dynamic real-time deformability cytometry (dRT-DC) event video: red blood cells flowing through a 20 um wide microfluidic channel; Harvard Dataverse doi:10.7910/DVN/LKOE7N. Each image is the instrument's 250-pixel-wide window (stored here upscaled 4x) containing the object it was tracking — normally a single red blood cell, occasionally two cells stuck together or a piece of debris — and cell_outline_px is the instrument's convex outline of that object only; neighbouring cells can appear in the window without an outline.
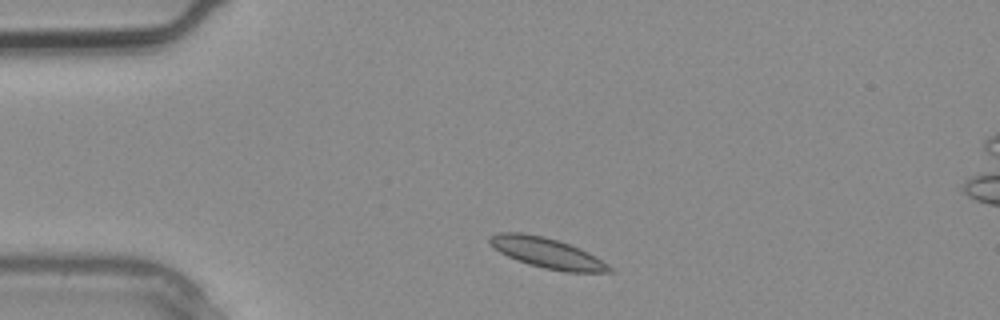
{"species": "common noctule bat (a hibernating species)", "species_latin": "Nyctalus noctula", "temperature_condition": "warm", "stored_images_in_passage": 2, "camera_frame_rate_fps": 3000, "um_per_image_px": 0.085, "animal": {"sex": "male", "body_mass_g": 20.4}, "frame": {"image": 1, "passage_image": 1, "time_ms": 0.0, "image_size_px": [1000, 320], "cell_outline_px": [[616, 272], [564, 272], [544, 268], [528, 264], [516, 260], [500, 252], [488, 240], [492, 236], [500, 232], [520, 232], [544, 236], [580, 248], [588, 252], [608, 264]], "centroid_in_image_um": [46.54, 21.51], "position_along_channel_um": 38.5, "area_um2": 20.92}}